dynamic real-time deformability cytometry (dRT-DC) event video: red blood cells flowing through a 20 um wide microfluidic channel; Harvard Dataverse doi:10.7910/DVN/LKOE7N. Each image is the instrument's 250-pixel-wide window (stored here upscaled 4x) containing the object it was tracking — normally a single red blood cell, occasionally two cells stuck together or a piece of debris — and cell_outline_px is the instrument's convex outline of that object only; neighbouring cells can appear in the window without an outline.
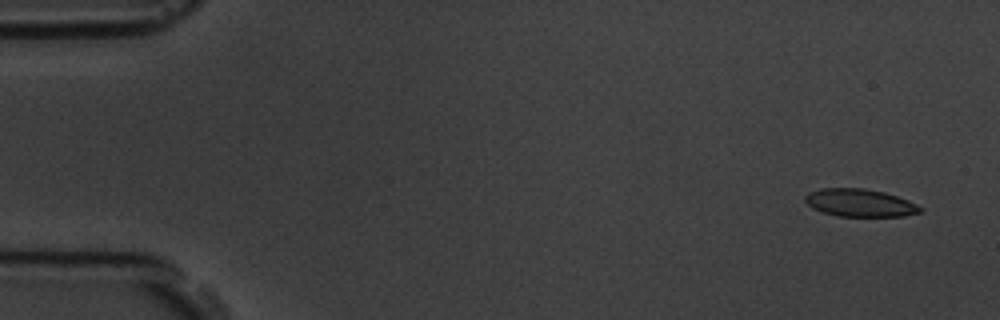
{"species": "common noctule bat (a hibernating species)", "species_latin": "Nyctalus noctula", "temperature_condition": "room temperature", "stored_images_in_passage": 9, "camera_frame_rate_fps": 3000, "um_per_image_px": 0.085, "animal": {"sex": "male", "body_mass_g": 19.5, "forearm_length_mm": 54.6}, "frame": {"image": 1, "passage_image": 1, "time_ms": 0.0, "image_size_px": [1000, 320], "cell_outline_px": [[924, 212], [904, 216], [836, 216], [812, 208], [804, 200], [804, 196], [808, 192], [820, 188], [864, 188], [884, 192], [908, 200], [924, 208]], "centroid_in_image_um": [73.1, 17.24], "position_along_channel_um": 11.9, "area_um2": 18.73}}
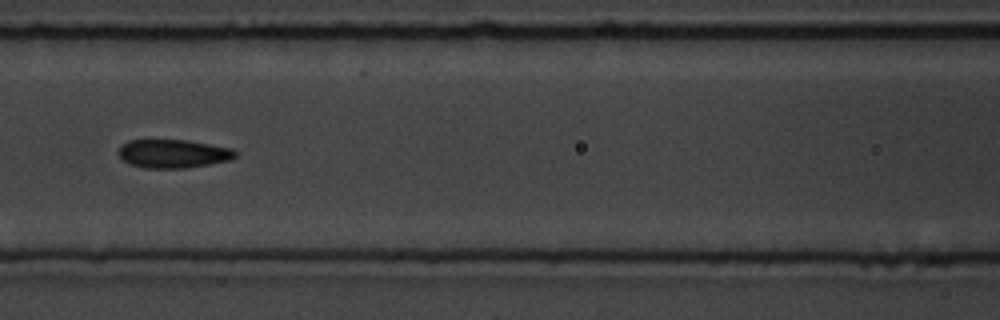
{"frame": {"image": 2, "passage_image": 7, "time_ms": 7.0, "image_size_px": [1000, 320], "cell_outline_px": [[236, 156], [228, 160], [208, 164], [184, 168], [144, 168], [128, 164], [116, 152], [120, 144], [128, 140], [188, 140], [232, 148], [236, 152]], "centroid_in_image_um": [14.65, 13.05], "position_along_channel_um": 151.9, "area_um2": 19.48}}
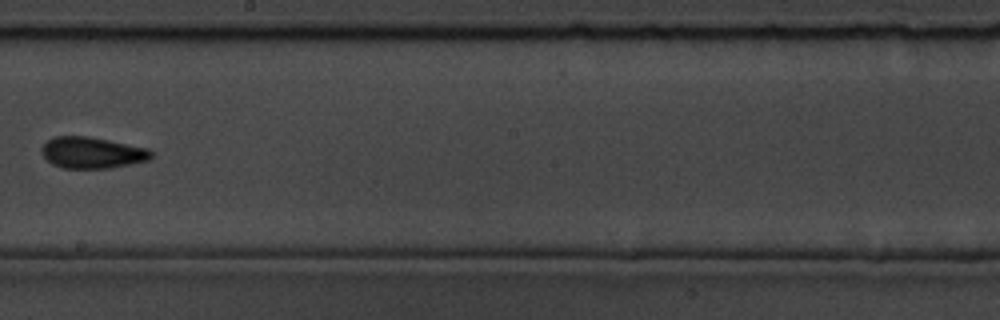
{"frame": {"image": 3, "passage_image": 9, "time_ms": 9.333, "image_size_px": [1000, 320], "cell_outline_px": [[152, 156], [148, 160], [108, 168], [64, 168], [52, 164], [44, 156], [40, 148], [52, 136], [88, 136], [148, 148], [152, 152]], "centroid_in_image_um": [7.8, 12.97], "position_along_channel_um": 240.4, "area_um2": 19.83}}